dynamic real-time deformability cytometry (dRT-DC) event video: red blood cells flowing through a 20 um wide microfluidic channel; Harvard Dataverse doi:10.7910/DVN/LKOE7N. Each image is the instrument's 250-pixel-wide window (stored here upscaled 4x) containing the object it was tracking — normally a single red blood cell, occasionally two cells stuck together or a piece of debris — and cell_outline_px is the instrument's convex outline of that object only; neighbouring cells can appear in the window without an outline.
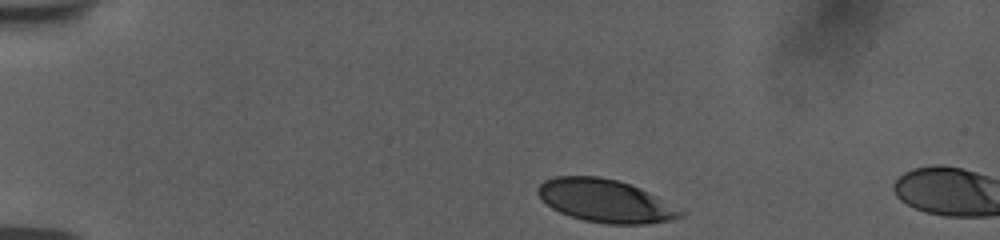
{"species": "human", "species_latin": "Homo sapiens", "temperature_condition": "room temperature", "stored_images_in_passage": 5, "camera_frame_rate_fps": 3000, "um_per_image_px": 0.085, "donor": {"sex": "female"}, "frame": {"image": 1, "passage_image": 1, "time_ms": 0.0, "image_size_px": [1000, 240], "cell_outline_px": [[688, 212], [684, 216], [668, 220], [644, 224], [608, 224], [584, 220], [560, 212], [552, 208], [540, 200], [536, 192], [536, 188], [544, 180], [556, 176], [600, 176], [632, 184]], "centroid_in_image_um": [51.45, 17.06], "position_along_channel_um": 33.6, "area_um2": 35.84}}